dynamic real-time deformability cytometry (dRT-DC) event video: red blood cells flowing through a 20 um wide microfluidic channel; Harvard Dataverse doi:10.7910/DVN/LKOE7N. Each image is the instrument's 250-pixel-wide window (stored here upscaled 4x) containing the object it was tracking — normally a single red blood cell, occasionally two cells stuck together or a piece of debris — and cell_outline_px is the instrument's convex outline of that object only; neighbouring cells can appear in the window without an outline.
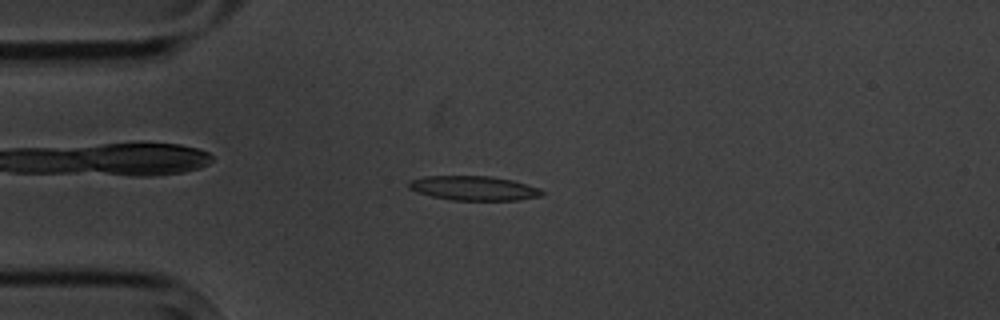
{"species": "common noctule bat (a hibernating species)", "species_latin": "Nyctalus noctula", "temperature_condition": "cold", "stored_images_in_passage": 14, "camera_frame_rate_fps": 3000, "um_per_image_px": 0.085, "animal": {"sex": "male", "body_mass_g": 20.1, "forearm_length_mm": 53.5}, "frame": {"image": 1, "passage_image": 3, "time_ms": 3.333, "image_size_px": [1000, 320], "cell_outline_px": [[544, 192], [540, 196], [516, 200], [452, 200], [432, 196], [416, 192], [408, 188], [408, 180], [424, 176], [488, 176], [512, 180], [540, 188]], "centroid_in_image_um": [40.22, 15.99], "position_along_channel_um": 44.8, "area_um2": 18.9}}
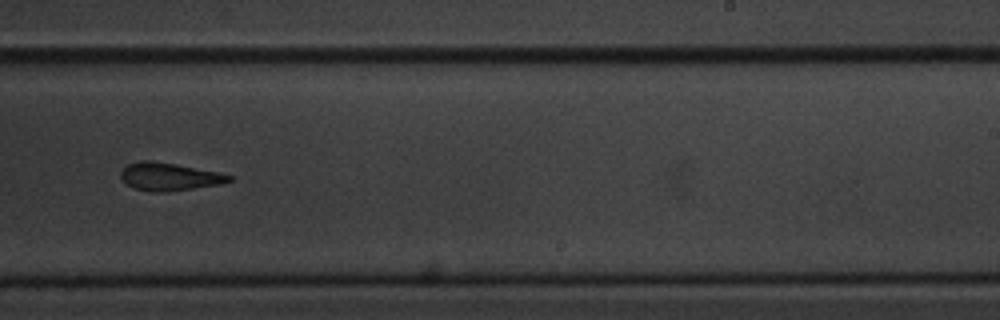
{"frame": {"image": 2, "passage_image": 9, "time_ms": 10.333, "image_size_px": [1000, 320], "cell_outline_px": [[232, 180], [220, 184], [168, 192], [152, 192], [132, 188], [120, 176], [120, 172], [128, 164], [140, 160], [148, 160], [176, 164], [220, 172], [232, 176]], "centroid_in_image_um": [14.38, 15.02], "position_along_channel_um": 274.6, "area_um2": 17.57}}
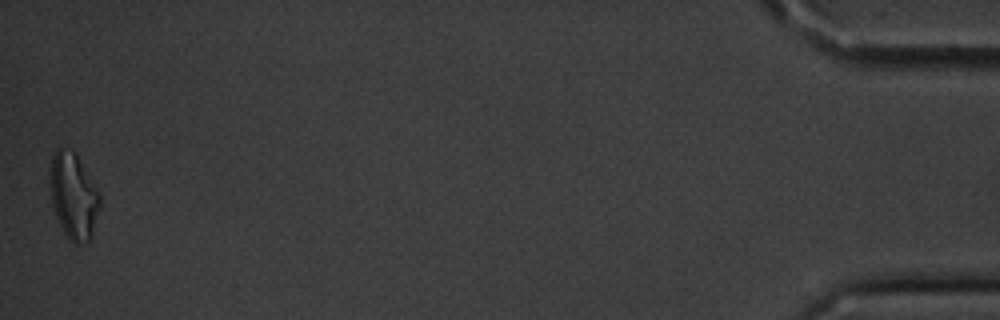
{"frame": {"image": 3, "passage_image": 14, "time_ms": 17.333, "image_size_px": [1000, 320], "cell_outline_px": [[100, 208], [92, 240], [76, 244], [64, 232], [56, 216], [52, 204], [48, 180], [48, 168], [52, 156], [56, 148], [60, 148], [76, 152], [100, 196]], "centroid_in_image_um": [6.23, 16.64], "position_along_channel_um": 429.0, "area_um2": 25.26}, "authors_computed_cell_mechanics": {"area_um2": 18.5827, "velocity_mm_per_s": 3.5298, "shape_relaxation_time_tau1_ms": 2.7901, "shape_relaxation_time_tau2_ms": 3.6035, "deformation_change_tau1": 0.1631, "deformation_change_tau2": 0.1365}}